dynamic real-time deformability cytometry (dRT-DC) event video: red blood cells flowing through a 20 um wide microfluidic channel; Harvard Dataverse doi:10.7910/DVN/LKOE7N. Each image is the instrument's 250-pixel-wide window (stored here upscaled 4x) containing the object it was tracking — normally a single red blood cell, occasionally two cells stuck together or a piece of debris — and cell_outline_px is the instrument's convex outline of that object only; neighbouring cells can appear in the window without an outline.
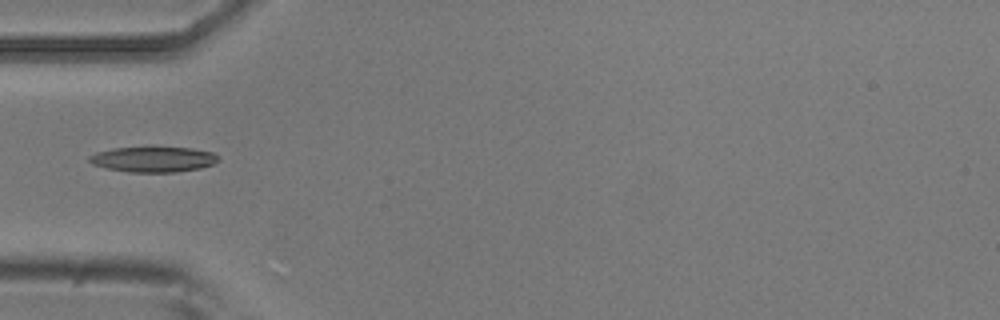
{"species": "common noctule bat (a hibernating species)", "species_latin": "Nyctalus noctula", "temperature_condition": "room temperature", "stored_images_in_passage": 1, "camera_frame_rate_fps": 3000, "um_per_image_px": 0.085, "animal": {"sex": "male", "body_mass_g": 20.5, "forearm_length_mm": 52.5}, "frame": {"image": 1, "passage_image": 1, "time_ms": 0.0, "image_size_px": [1000, 320], "cell_outline_px": [[220, 160], [212, 164], [200, 168], [176, 172], [128, 172], [108, 168], [92, 164], [88, 160], [88, 156], [96, 152], [112, 148], [192, 148], [212, 152]], "centroid_in_image_um": [13.01, 13.55], "position_along_channel_um": 72.0, "area_um2": 18.84}}